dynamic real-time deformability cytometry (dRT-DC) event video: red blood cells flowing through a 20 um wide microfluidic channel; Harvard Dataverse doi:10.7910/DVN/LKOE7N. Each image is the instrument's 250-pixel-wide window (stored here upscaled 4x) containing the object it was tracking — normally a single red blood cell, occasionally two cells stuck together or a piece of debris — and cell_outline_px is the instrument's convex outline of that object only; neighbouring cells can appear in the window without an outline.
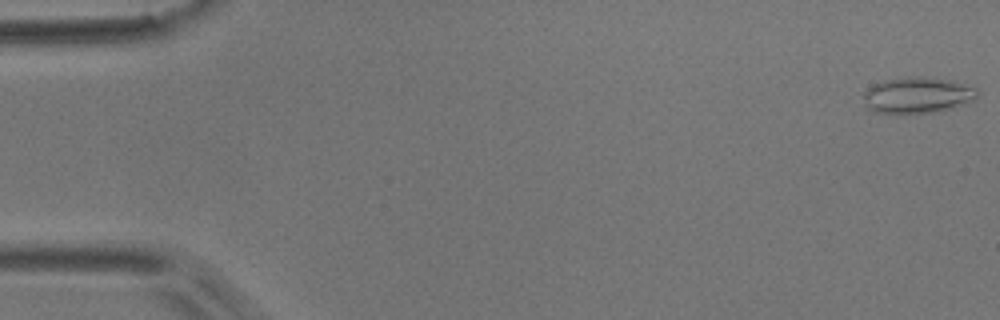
{"species": "common noctule bat (a hibernating species)", "species_latin": "Nyctalus noctula", "temperature_condition": "room temperature", "stored_images_in_passage": 5, "camera_frame_rate_fps": 3000, "um_per_image_px": 0.085, "animal": {"sex": "male", "body_mass_g": 17.9}, "frame": {"image": 1, "passage_image": 1, "time_ms": 0.0, "image_size_px": [1000, 320], "cell_outline_px": [[980, 92], [972, 100], [964, 104], [940, 112], [896, 116], [872, 112], [864, 108], [864, 92], [872, 84], [884, 80], [908, 76], [916, 76], [952, 80], [976, 88]], "centroid_in_image_um": [77.91, 8.14], "position_along_channel_um": 7.1, "area_um2": 24.97}}